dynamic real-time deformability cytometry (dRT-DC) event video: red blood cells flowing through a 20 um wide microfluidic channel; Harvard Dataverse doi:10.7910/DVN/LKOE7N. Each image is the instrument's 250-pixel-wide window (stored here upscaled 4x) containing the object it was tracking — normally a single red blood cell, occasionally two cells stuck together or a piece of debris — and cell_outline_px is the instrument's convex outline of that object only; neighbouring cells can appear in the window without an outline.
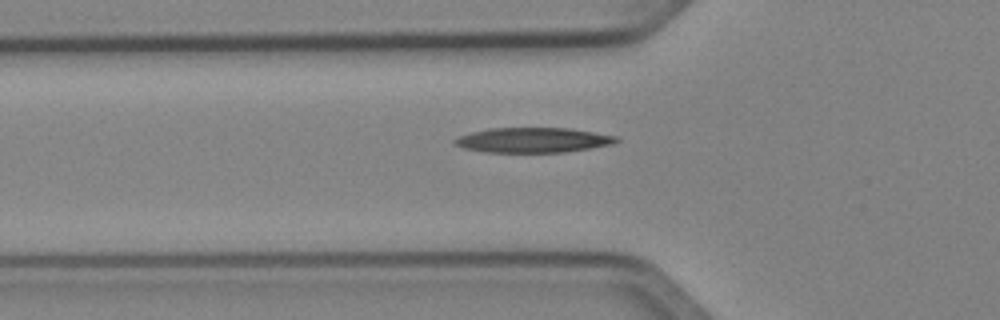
{"species": "Egyptian fruit bat (a non-hibernating species)", "species_latin": "Rousettus aegyptiacus", "temperature_condition": "cold", "stored_images_in_passage": 16, "camera_frame_rate_fps": 3000, "um_per_image_px": 0.085, "animal": {"sex": "female"}, "frame": {"image": 1, "passage_image": 7, "time_ms": 2.0, "image_size_px": [1000, 320], "cell_outline_px": [[620, 140], [612, 144], [592, 148], [564, 152], [484, 152], [464, 148], [452, 144], [452, 140], [460, 136], [472, 132], [488, 128], [572, 128], [616, 136]], "centroid_in_image_um": [45.29, 11.9], "position_along_channel_um": 80.5, "area_um2": 23.58}}
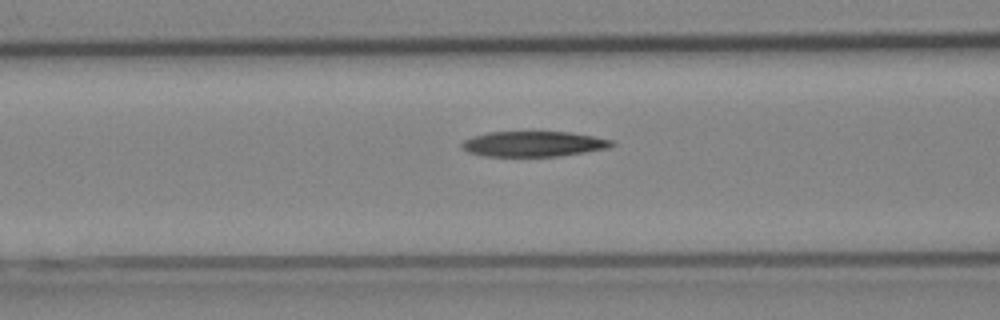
{"frame": {"image": 2, "passage_image": 10, "time_ms": 3.0, "image_size_px": [1000, 320], "cell_outline_px": [[616, 144], [608, 148], [560, 156], [484, 156], [468, 152], [460, 148], [460, 144], [464, 140], [472, 136], [488, 132], [572, 132], [612, 140]], "centroid_in_image_um": [45.31, 12.23], "position_along_channel_um": 121.3, "area_um2": 22.2}}
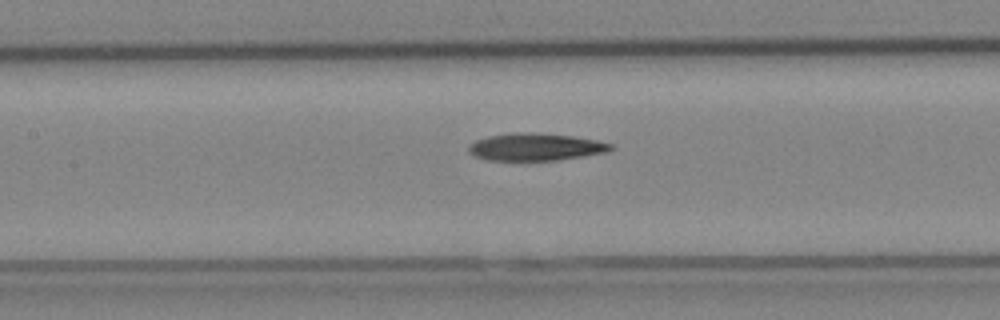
{"frame": {"image": 3, "passage_image": 13, "time_ms": 4.0, "image_size_px": [1000, 320], "cell_outline_px": [[616, 148], [608, 152], [560, 160], [488, 160], [476, 156], [468, 152], [468, 144], [476, 140], [488, 136], [512, 132], [520, 132], [572, 136], [596, 140], [612, 144]], "centroid_in_image_um": [45.53, 12.49], "position_along_channel_um": 161.9, "area_um2": 22.66}}